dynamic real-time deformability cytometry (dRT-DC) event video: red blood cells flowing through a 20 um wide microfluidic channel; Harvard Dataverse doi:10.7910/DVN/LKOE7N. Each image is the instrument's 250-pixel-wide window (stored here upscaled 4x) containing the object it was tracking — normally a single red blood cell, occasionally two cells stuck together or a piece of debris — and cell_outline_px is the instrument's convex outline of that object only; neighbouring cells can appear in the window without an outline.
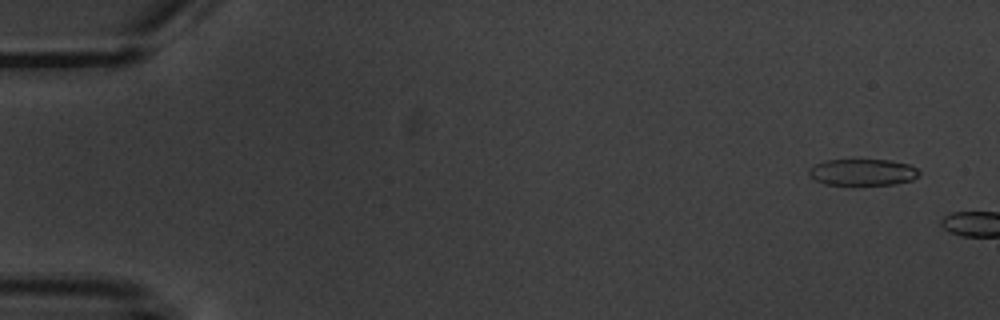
{"species": "common noctule bat (a hibernating species)", "species_latin": "Nyctalus noctula", "temperature_condition": "warm", "stored_images_in_passage": 2, "camera_frame_rate_fps": 3000, "um_per_image_px": 0.085, "animal": {"sex": "male", "body_mass_g": 20.1, "forearm_length_mm": 53.5}, "frame": {"image": 1, "passage_image": 1, "time_ms": 0.0, "image_size_px": [1000, 320], "cell_outline_px": [[920, 172], [912, 180], [892, 184], [824, 184], [816, 180], [808, 172], [816, 164], [828, 160], [892, 160], [908, 164], [916, 168]], "centroid_in_image_um": [73.36, 14.63], "position_along_channel_um": 11.6, "area_um2": 16.59}}